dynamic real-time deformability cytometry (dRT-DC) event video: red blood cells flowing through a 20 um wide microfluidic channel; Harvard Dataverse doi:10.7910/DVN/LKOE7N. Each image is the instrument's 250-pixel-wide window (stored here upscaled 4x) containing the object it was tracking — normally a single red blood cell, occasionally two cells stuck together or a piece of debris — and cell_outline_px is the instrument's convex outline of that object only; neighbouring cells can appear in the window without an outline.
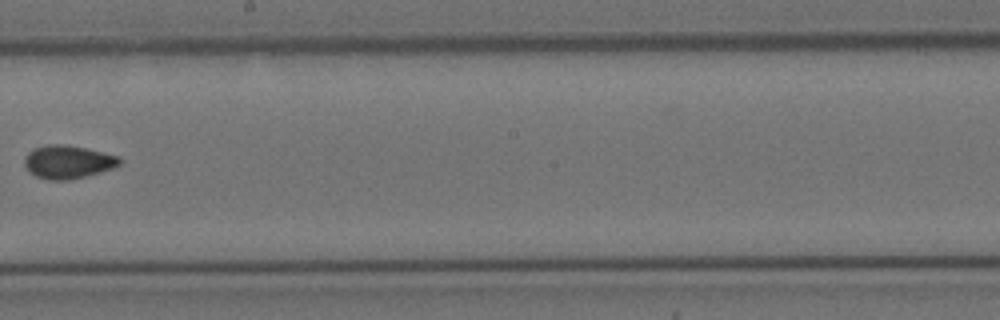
{"species": "Egyptian fruit bat (a non-hibernating species)", "species_latin": "Rousettus aegyptiacus", "temperature_condition": "cold", "stored_images_in_passage": 15, "camera_frame_rate_fps": 3000, "um_per_image_px": 0.085, "animal": {"sex": "female"}, "frame": {"image": 1, "passage_image": 9, "time_ms": 2.667, "image_size_px": [1000, 320], "cell_outline_px": [[120, 164], [112, 168], [100, 172], [68, 180], [48, 180], [36, 176], [28, 172], [24, 164], [24, 156], [28, 152], [36, 148], [48, 144], [64, 144], [84, 148], [120, 156]], "centroid_in_image_um": [5.73, 13.76], "position_along_channel_um": 242.5, "area_um2": 18.32}}
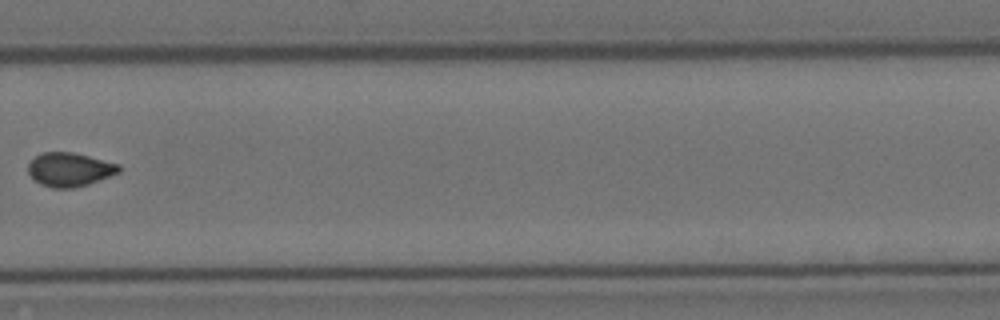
{"frame": {"image": 2, "passage_image": 11, "time_ms": 3.333, "image_size_px": [1000, 320], "cell_outline_px": [[120, 172], [88, 184], [72, 188], [52, 188], [40, 184], [32, 180], [28, 172], [28, 164], [36, 156], [44, 152], [72, 152], [120, 164]], "centroid_in_image_um": [5.89, 14.42], "position_along_channel_um": 323.9, "area_um2": 17.86}}
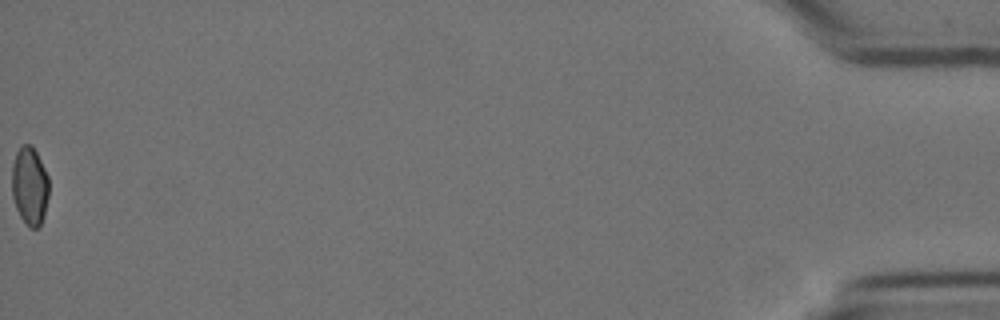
{"frame": {"image": 3, "passage_image": 15, "time_ms": 4.667, "image_size_px": [1000, 320], "cell_outline_px": [[48, 196], [44, 216], [40, 224], [36, 228], [28, 228], [20, 216], [16, 208], [12, 196], [12, 164], [16, 152], [20, 144], [32, 144], [48, 176]], "centroid_in_image_um": [2.51, 15.79], "position_along_channel_um": 432.7, "area_um2": 16.99}}